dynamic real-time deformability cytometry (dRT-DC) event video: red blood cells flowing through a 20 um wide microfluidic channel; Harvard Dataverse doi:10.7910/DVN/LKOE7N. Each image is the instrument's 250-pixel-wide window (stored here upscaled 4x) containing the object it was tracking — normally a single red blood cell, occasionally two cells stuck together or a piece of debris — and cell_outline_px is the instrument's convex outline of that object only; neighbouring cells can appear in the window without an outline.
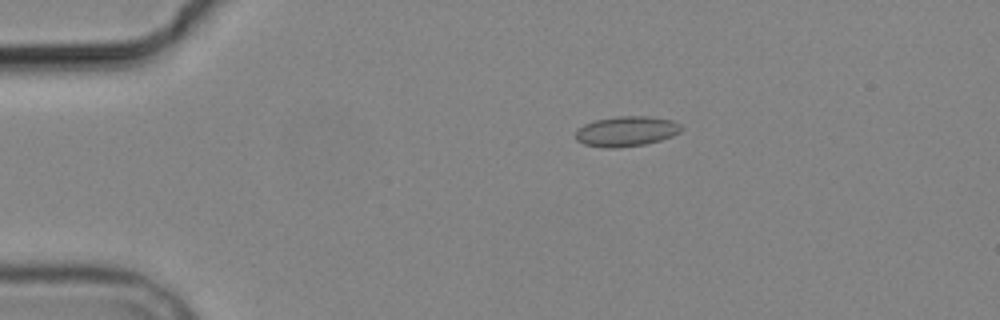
{"species": "common noctule bat (a hibernating species)", "species_latin": "Nyctalus noctula", "temperature_condition": "cold", "stored_images_in_passage": 3, "segment_of_instrument_passage": [1, 2], "camera_frame_rate_fps": 3000, "um_per_image_px": 0.085, "animal": {"sex": "male", "body_mass_g": 19.2, "forearm_length_mm": 51.8}, "frame": {"image": 1, "passage_image": 1, "time_ms": 0.0, "image_size_px": [1000, 320], "cell_outline_px": [[684, 128], [680, 132], [672, 136], [660, 140], [644, 144], [616, 148], [604, 148], [584, 144], [576, 140], [576, 128], [584, 124], [596, 120], [616, 116], [648, 116], [672, 120], [680, 124]], "centroid_in_image_um": [53.23, 11.16], "position_along_channel_um": 31.8, "area_um2": 18.67}}